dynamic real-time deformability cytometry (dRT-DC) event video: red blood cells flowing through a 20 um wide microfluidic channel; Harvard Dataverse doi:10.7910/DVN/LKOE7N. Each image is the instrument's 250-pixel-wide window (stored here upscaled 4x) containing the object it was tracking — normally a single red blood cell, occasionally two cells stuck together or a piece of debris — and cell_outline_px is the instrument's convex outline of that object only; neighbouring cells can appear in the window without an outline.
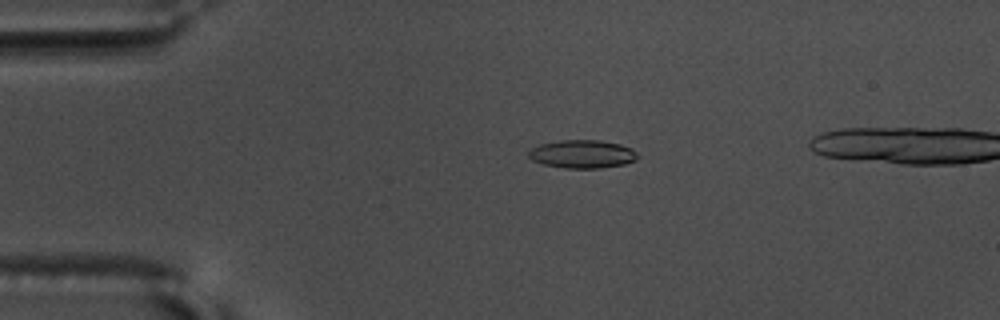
{"species": "common noctule bat (a hibernating species)", "species_latin": "Nyctalus noctula", "temperature_condition": "warm", "stored_images_in_passage": 48, "camera_frame_rate_fps": 3000, "um_per_image_px": 0.085, "animal": {"sex": "male", "body_mass_g": 17.5, "forearm_length_mm": 52.3}, "frame": {"image": 1, "passage_image": 8, "time_ms": 2.333, "image_size_px": [1000, 320], "cell_outline_px": [[640, 156], [636, 160], [624, 164], [600, 168], [564, 168], [544, 164], [532, 160], [528, 156], [528, 152], [532, 148], [540, 144], [560, 140], [600, 140], [620, 144], [632, 148]], "centroid_in_image_um": [49.52, 13.09], "position_along_channel_um": 35.5, "area_um2": 17.98}}
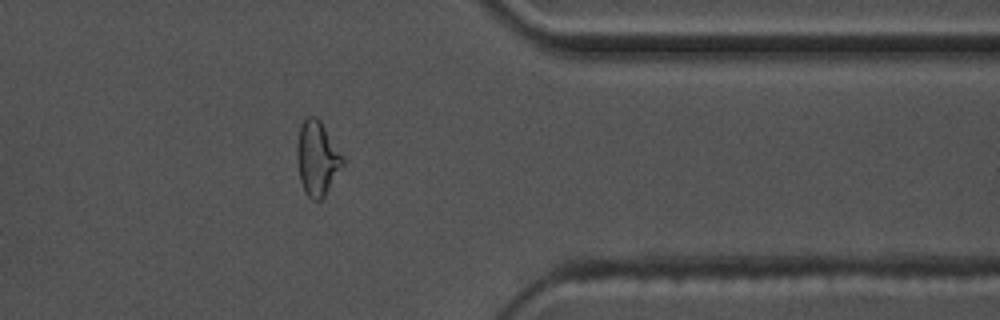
{"frame": {"image": 2, "passage_image": 41, "time_ms": 13.333, "image_size_px": [1000, 320], "cell_outline_px": [[344, 164], [324, 196], [320, 200], [312, 200], [304, 192], [300, 180], [296, 156], [296, 148], [300, 128], [304, 120], [308, 116], [316, 116], [320, 120], [344, 156]], "centroid_in_image_um": [26.96, 13.46], "position_along_channel_um": 384.4, "area_um2": 19.83}}